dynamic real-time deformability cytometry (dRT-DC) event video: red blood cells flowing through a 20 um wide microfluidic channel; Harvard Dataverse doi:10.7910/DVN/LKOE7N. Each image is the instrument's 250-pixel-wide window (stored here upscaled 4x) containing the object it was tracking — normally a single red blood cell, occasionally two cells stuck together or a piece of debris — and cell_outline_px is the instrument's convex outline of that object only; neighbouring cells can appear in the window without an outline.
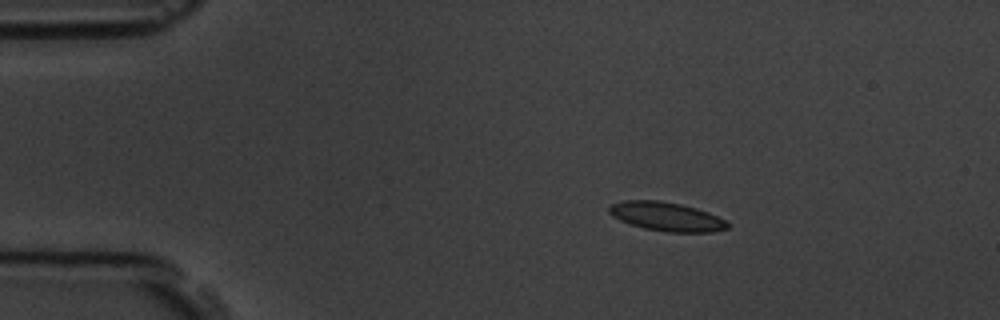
{"species": "common noctule bat (a hibernating species)", "species_latin": "Nyctalus noctula", "temperature_condition": "room temperature", "stored_images_in_passage": 4, "camera_frame_rate_fps": 3000, "um_per_image_px": 0.085, "animal": {"sex": "male", "body_mass_g": 19.5, "forearm_length_mm": 54.6}, "frame": {"image": 1, "passage_image": 2, "time_ms": 1.333, "image_size_px": [1000, 320], "cell_outline_px": [[728, 228], [712, 232], [668, 232], [644, 228], [620, 220], [612, 216], [608, 212], [608, 208], [612, 204], [624, 200], [660, 200], [680, 204], [696, 208], [708, 212], [724, 220], [728, 224]], "centroid_in_image_um": [56.63, 18.4], "position_along_channel_um": 28.4, "area_um2": 19.77}}
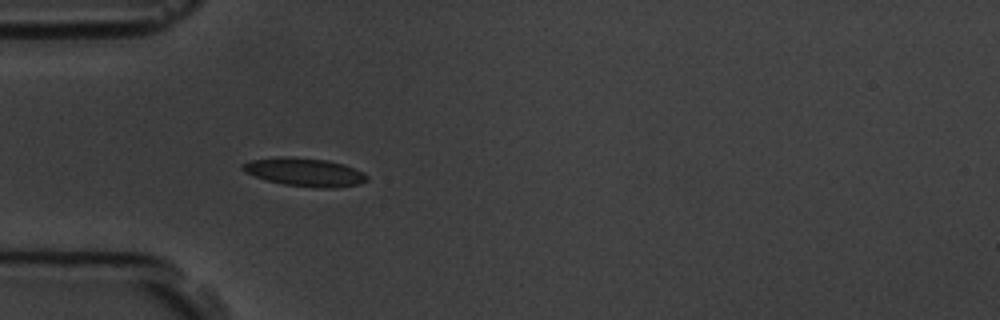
{"frame": {"image": 2, "passage_image": 4, "time_ms": 3.667, "image_size_px": [1000, 320], "cell_outline_px": [[368, 180], [360, 184], [336, 188], [316, 188], [284, 184], [268, 180], [244, 172], [240, 168], [240, 164], [252, 160], [280, 156], [292, 156], [328, 160], [344, 164], [364, 172], [368, 176]], "centroid_in_image_um": [25.92, 14.62], "position_along_channel_um": 59.1, "area_um2": 20.75}}